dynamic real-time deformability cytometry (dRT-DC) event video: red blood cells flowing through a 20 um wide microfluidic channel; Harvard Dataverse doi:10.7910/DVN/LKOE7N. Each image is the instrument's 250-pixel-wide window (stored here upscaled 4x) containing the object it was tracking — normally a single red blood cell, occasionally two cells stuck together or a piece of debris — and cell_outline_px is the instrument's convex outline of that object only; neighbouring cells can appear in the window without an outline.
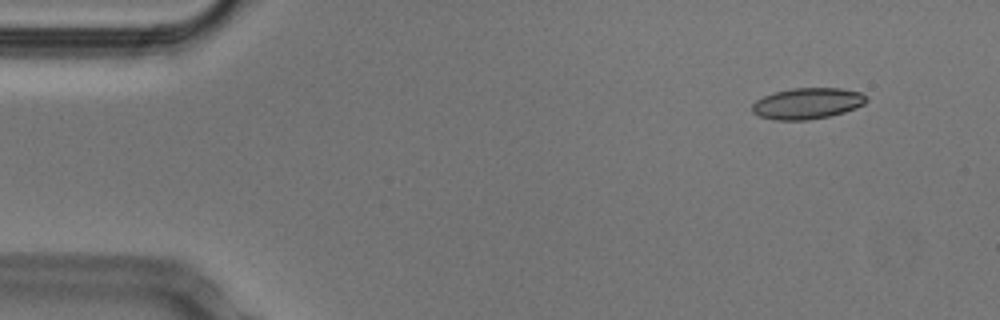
{"species": "Egyptian fruit bat (a non-hibernating species)", "species_latin": "Rousettus aegyptiacus", "temperature_condition": "cold", "stored_images_in_passage": 48, "camera_frame_rate_fps": 3000, "um_per_image_px": 0.085, "animal": {"sex": "male"}, "frame": {"image": 1, "passage_image": 1, "time_ms": 0.0, "image_size_px": [1000, 320], "cell_outline_px": [[868, 100], [864, 104], [856, 108], [844, 112], [828, 116], [808, 120], [772, 120], [760, 116], [752, 112], [752, 104], [756, 100], [764, 96], [776, 92], [792, 88], [840, 88], [860, 92], [868, 96]], "centroid_in_image_um": [68.64, 8.79], "position_along_channel_um": 16.4, "area_um2": 20.75}}
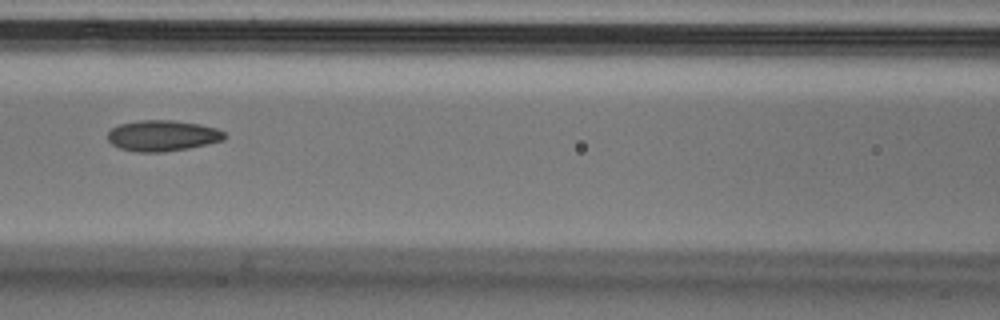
{"frame": {"image": 2, "passage_image": 19, "time_ms": 6.0, "image_size_px": [1000, 320], "cell_outline_px": [[228, 136], [224, 140], [208, 144], [188, 148], [164, 152], [136, 152], [120, 148], [112, 144], [108, 140], [108, 132], [112, 128], [120, 124], [140, 120], [172, 120], [200, 124], [216, 128], [224, 132]], "centroid_in_image_um": [13.84, 11.53], "position_along_channel_um": 152.8, "area_um2": 21.1}}
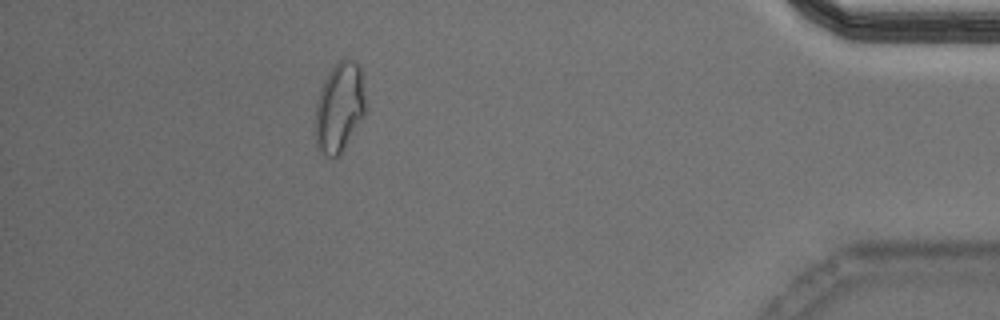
{"frame": {"image": 3, "passage_image": 43, "time_ms": 14.0, "image_size_px": [1000, 320], "cell_outline_px": [[364, 116], [340, 156], [336, 160], [328, 156], [316, 148], [316, 100], [320, 88], [328, 72], [344, 56], [356, 60], [360, 68], [364, 96]], "centroid_in_image_um": [28.84, 9.13], "position_along_channel_um": 406.4, "area_um2": 26.47}, "authors_computed_cell_mechanics": {"area_um2": 21.1837, "velocity_mm_per_s": 3.808, "shape_relaxation_time_tau1_ms": null, "shape_relaxation_time_tau2_ms": 2.9697, "deformation_change_tau1": null, "deformation_change_tau2": 0.0897}}